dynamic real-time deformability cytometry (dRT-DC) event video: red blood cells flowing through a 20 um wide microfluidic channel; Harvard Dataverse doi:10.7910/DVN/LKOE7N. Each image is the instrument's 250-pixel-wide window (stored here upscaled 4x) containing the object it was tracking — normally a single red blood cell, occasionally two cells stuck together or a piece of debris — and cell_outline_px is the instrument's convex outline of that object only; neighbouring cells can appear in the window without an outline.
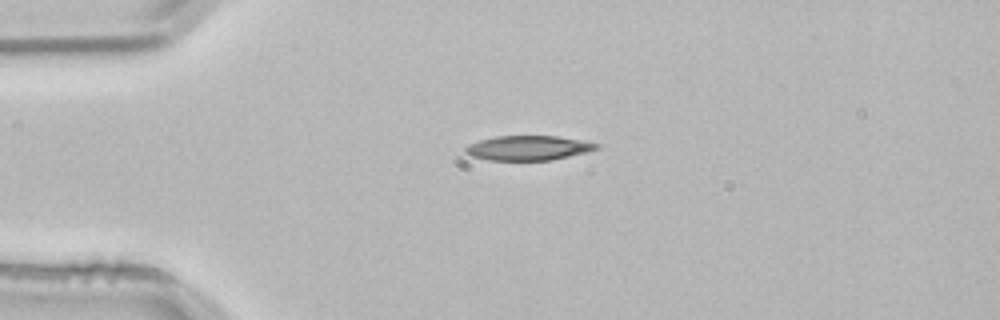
{"species": "common noctule bat (a hibernating species)", "species_latin": "Nyctalus noctula", "temperature_condition": "room temperature", "stored_images_in_passage": 3, "camera_frame_rate_fps": 3000, "um_per_image_px": 0.085, "animal": {"sex": "male", "body_mass_g": 21.5, "forearm_length_mm": 52.0}, "frame": {"image": 1, "passage_image": 2, "time_ms": 0.333, "image_size_px": [1000, 320], "cell_outline_px": [[600, 148], [588, 152], [552, 160], [488, 160], [472, 156], [464, 152], [464, 148], [468, 144], [480, 140], [496, 136], [556, 136], [580, 140], [600, 144]], "centroid_in_image_um": [44.91, 12.58], "position_along_channel_um": 40.1, "area_um2": 18.84}}
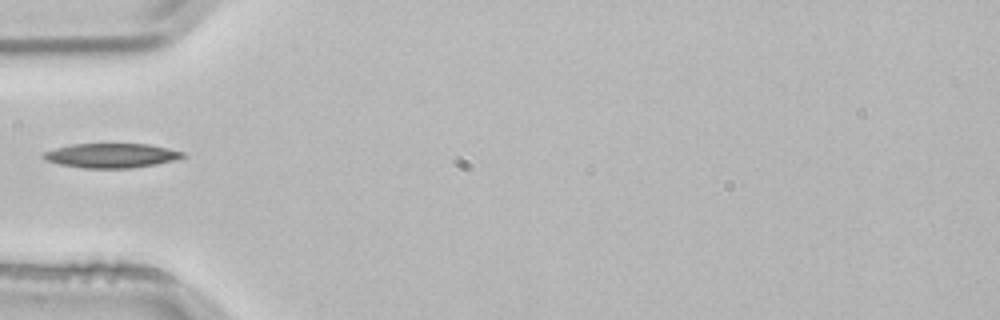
{"frame": {"image": 2, "passage_image": 3, "time_ms": 0.667, "image_size_px": [1000, 320], "cell_outline_px": [[188, 156], [176, 160], [156, 164], [132, 168], [84, 168], [60, 164], [44, 160], [40, 156], [44, 152], [56, 148], [72, 144], [148, 144], [168, 148], [184, 152]], "centroid_in_image_um": [9.48, 13.22], "position_along_channel_um": 75.5, "area_um2": 19.94}}